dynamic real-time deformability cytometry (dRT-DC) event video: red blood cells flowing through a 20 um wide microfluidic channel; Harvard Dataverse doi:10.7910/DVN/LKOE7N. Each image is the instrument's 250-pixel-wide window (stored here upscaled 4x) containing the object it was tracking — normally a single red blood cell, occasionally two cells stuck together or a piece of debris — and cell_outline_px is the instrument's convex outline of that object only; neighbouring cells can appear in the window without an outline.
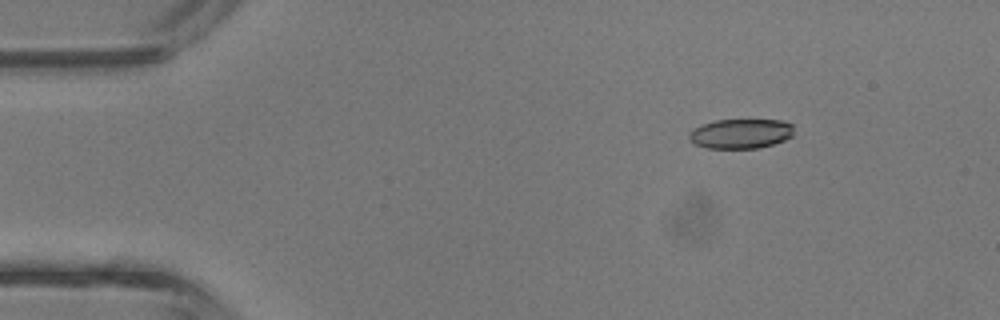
{"species": "common noctule bat (a hibernating species)", "species_latin": "Nyctalus noctula", "temperature_condition": "room temperature", "stored_images_in_passage": 43, "camera_frame_rate_fps": 3000, "um_per_image_px": 0.085, "animal": {"sex": "male", "body_mass_g": 13.3}, "frame": {"image": 1, "passage_image": 6, "time_ms": 1.667, "image_size_px": [1000, 320], "cell_outline_px": [[792, 136], [784, 140], [760, 148], [708, 148], [696, 144], [688, 140], [688, 132], [692, 128], [716, 120], [784, 120], [792, 124]], "centroid_in_image_um": [62.93, 11.36], "position_along_channel_um": 22.1, "area_um2": 18.15}}
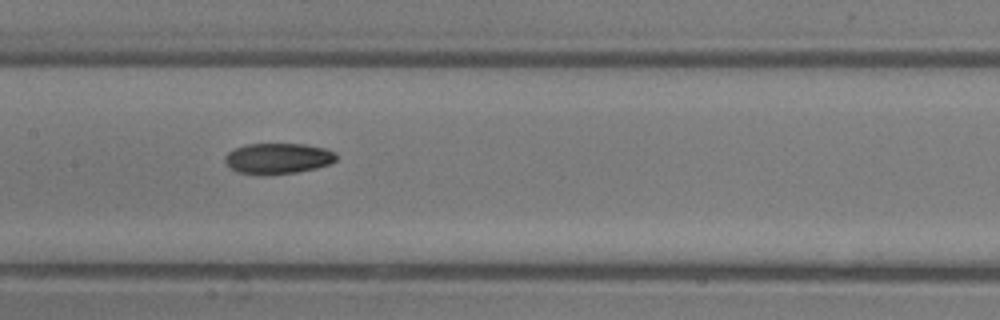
{"frame": {"image": 2, "passage_image": 21, "time_ms": 6.667, "image_size_px": [1000, 320], "cell_outline_px": [[336, 160], [328, 164], [316, 168], [296, 172], [264, 176], [256, 176], [236, 172], [224, 160], [224, 156], [228, 152], [244, 144], [304, 144], [324, 148], [336, 152]], "centroid_in_image_um": [23.59, 13.48], "position_along_channel_um": 183.8, "area_um2": 20.17}}
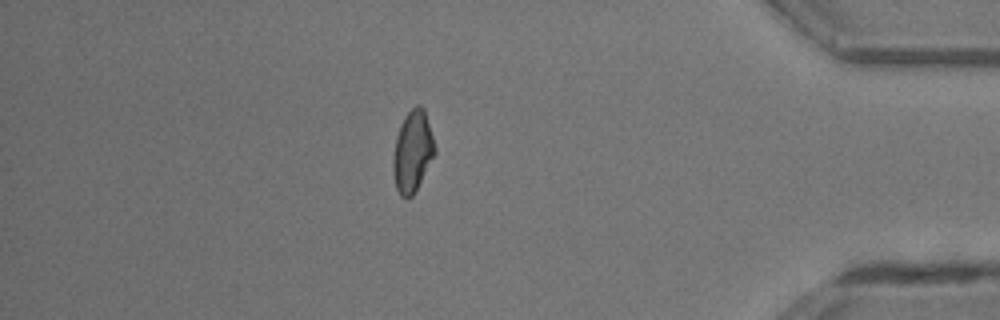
{"frame": {"image": 3, "passage_image": 37, "time_ms": 12.0, "image_size_px": [1000, 320], "cell_outline_px": [[436, 152], [412, 196], [400, 196], [396, 188], [392, 168], [392, 160], [396, 136], [400, 124], [404, 116], [416, 104], [420, 104], [424, 108], [436, 148]], "centroid_in_image_um": [35.05, 12.83], "position_along_channel_um": 400.1, "area_um2": 19.65}, "authors_computed_cell_mechanics": {"area_um2": 19.652, "velocity_mm_per_s": 4.8372, "shape_relaxation_time_tau1_ms": 7.1648, "shape_relaxation_time_tau2_ms": null, "deformation_change_tau1": 0.1926, "deformation_change_tau2": null}}